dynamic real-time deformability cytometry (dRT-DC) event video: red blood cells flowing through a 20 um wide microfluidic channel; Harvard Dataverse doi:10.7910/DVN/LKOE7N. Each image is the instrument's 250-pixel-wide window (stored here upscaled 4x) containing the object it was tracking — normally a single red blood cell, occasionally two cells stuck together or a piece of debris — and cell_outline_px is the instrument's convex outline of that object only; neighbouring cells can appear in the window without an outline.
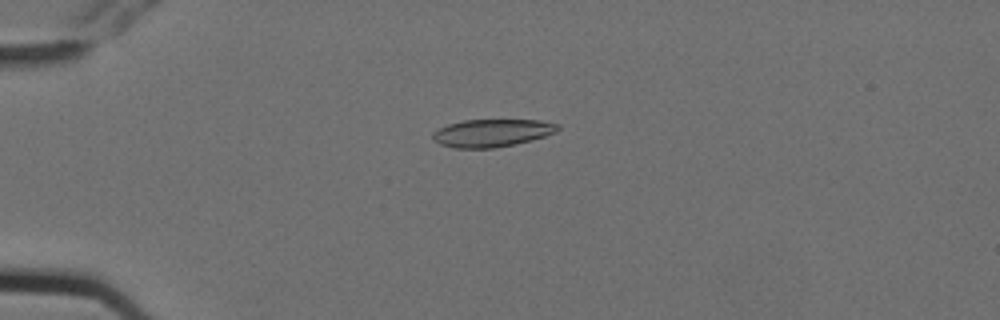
{"species": "Egyptian fruit bat (a non-hibernating species)", "species_latin": "Rousettus aegyptiacus", "temperature_condition": "cold", "stored_images_in_passage": 5, "camera_frame_rate_fps": 3000, "um_per_image_px": 0.085, "animal": {"sex": "female"}, "frame": {"image": 1, "passage_image": 4, "time_ms": 1.0, "image_size_px": [1000, 320], "cell_outline_px": [[560, 128], [556, 132], [532, 140], [492, 148], [456, 148], [440, 144], [432, 140], [432, 132], [448, 124], [464, 120], [540, 120], [560, 124]], "centroid_in_image_um": [41.81, 11.29], "position_along_channel_um": 43.2, "area_um2": 20.11}}